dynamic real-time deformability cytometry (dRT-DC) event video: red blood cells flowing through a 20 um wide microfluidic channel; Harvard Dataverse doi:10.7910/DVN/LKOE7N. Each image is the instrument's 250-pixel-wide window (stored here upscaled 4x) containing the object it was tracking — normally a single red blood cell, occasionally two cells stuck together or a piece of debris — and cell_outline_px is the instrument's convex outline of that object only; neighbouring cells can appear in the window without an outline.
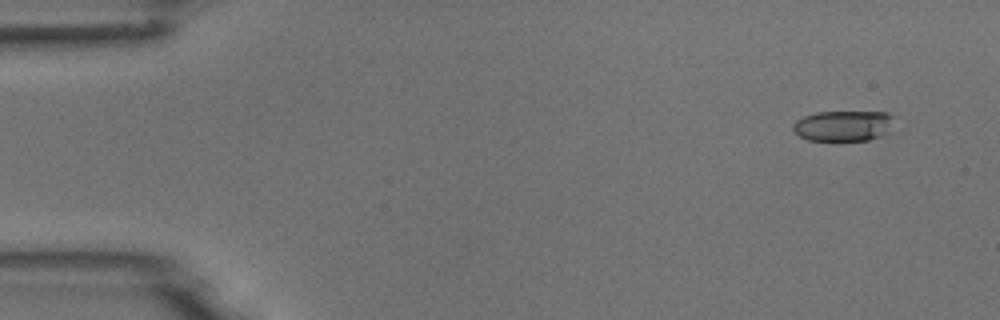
{"species": "common noctule bat (a hibernating species)", "species_latin": "Nyctalus noctula", "temperature_condition": "room temperature", "stored_images_in_passage": 5, "camera_frame_rate_fps": 3000, "um_per_image_px": 0.085, "animal": {"sex": "male", "body_mass_g": 18.8}, "frame": {"image": 1, "passage_image": 2, "time_ms": 1.0, "image_size_px": [1000, 320], "cell_outline_px": [[896, 116], [884, 132], [880, 136], [868, 140], [808, 140], [800, 136], [792, 128], [792, 124], [796, 120], [804, 116], [816, 112], [888, 112]], "centroid_in_image_um": [71.65, 10.67], "position_along_channel_um": 13.4, "area_um2": 17.8}}
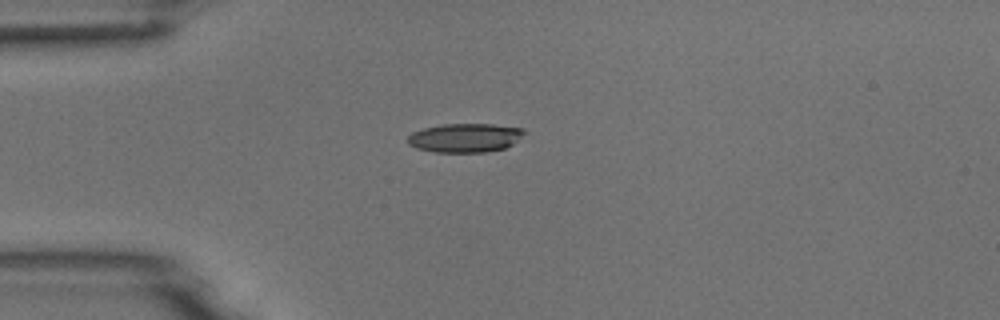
{"frame": {"image": 2, "passage_image": 4, "time_ms": 4.333, "image_size_px": [1000, 320], "cell_outline_px": [[528, 132], [512, 144], [504, 148], [484, 152], [432, 152], [416, 148], [408, 144], [408, 136], [412, 132], [424, 128], [444, 124], [492, 124], [524, 128]], "centroid_in_image_um": [39.54, 11.71], "position_along_channel_um": 45.5, "area_um2": 19.71}}